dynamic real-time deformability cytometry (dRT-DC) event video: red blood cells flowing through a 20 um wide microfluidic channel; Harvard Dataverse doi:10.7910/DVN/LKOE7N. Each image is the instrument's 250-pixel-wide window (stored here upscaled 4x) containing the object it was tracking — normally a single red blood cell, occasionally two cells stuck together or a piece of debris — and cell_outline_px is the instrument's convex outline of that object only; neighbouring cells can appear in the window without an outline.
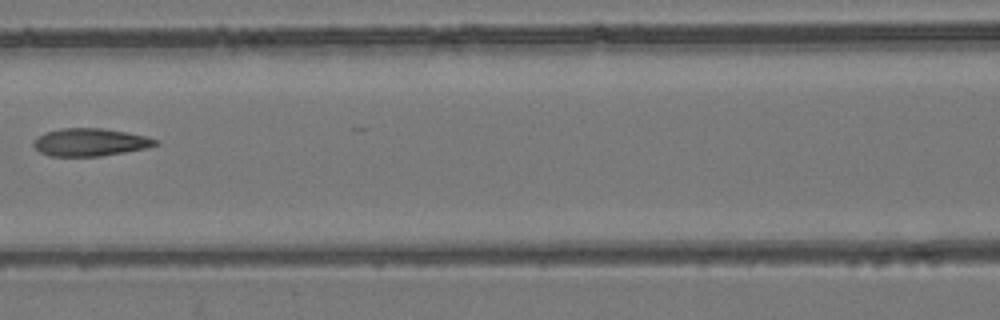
{"species": "common noctule bat (a hibernating species)", "species_latin": "Nyctalus noctula", "temperature_condition": "room temperature", "stored_images_in_passage": 7, "camera_frame_rate_fps": 3000, "um_per_image_px": 0.085, "animal": {"sex": "female", "body_mass_g": 24.6, "forearm_length_mm": 56.2}, "frame": {"image": 1, "passage_image": 5, "time_ms": 5.667, "image_size_px": [1000, 320], "cell_outline_px": [[160, 144], [144, 148], [124, 152], [100, 156], [48, 156], [40, 152], [32, 144], [44, 132], [60, 128], [104, 128], [144, 136], [160, 140]], "centroid_in_image_um": [7.66, 12.09], "position_along_channel_um": 158.9, "area_um2": 19.54}}
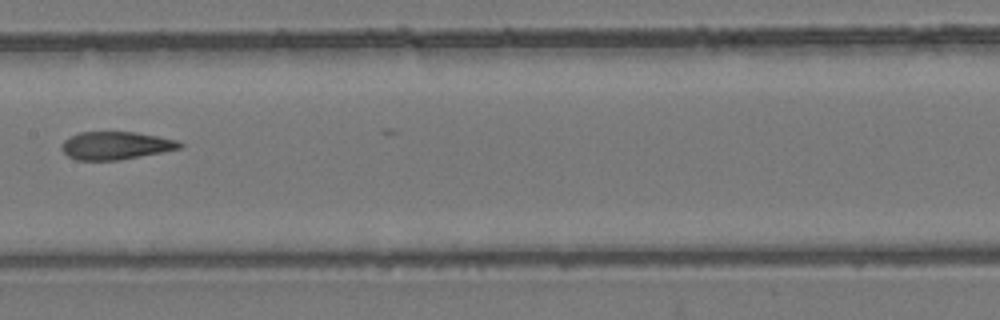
{"frame": {"image": 2, "passage_image": 6, "time_ms": 6.667, "image_size_px": [1000, 320], "cell_outline_px": [[184, 144], [180, 148], [160, 152], [116, 160], [76, 160], [68, 156], [60, 148], [60, 144], [64, 140], [80, 132], [136, 132], [176, 140]], "centroid_in_image_um": [9.78, 12.37], "position_along_channel_um": 197.6, "area_um2": 18.9}}